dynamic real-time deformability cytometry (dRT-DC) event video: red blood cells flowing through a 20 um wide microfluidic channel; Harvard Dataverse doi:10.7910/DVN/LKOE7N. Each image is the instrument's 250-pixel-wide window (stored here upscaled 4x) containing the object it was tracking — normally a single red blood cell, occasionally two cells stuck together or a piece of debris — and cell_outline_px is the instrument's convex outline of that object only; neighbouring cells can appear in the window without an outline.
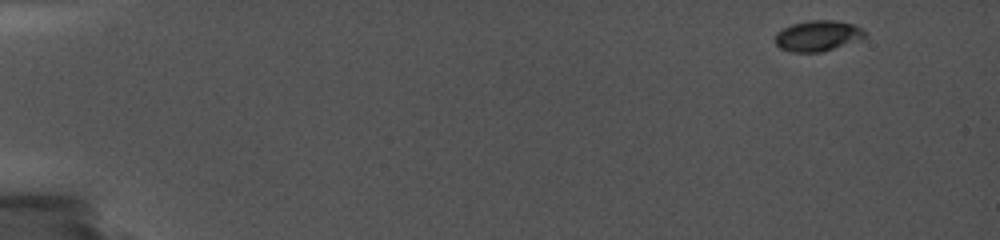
{"species": "common noctule bat (a hibernating species)", "species_latin": "Nyctalus noctula", "temperature_condition": "cold", "stored_images_in_passage": 35, "camera_frame_rate_fps": 5000, "um_per_image_px": 0.085, "animal": {"sex": "female", "body_mass_g": 19.0, "forearm_length_mm": 56.7}, "frame": {"image": 1, "passage_image": 1, "time_ms": 0.0, "image_size_px": [1000, 240], "cell_outline_px": [[868, 32], [864, 36], [832, 48], [820, 52], [792, 52], [780, 48], [776, 44], [776, 32], [792, 24], [808, 20], [836, 20], [852, 24]], "centroid_in_image_um": [69.45, 3.02], "position_along_channel_um": 15.6, "area_um2": 15.61}}
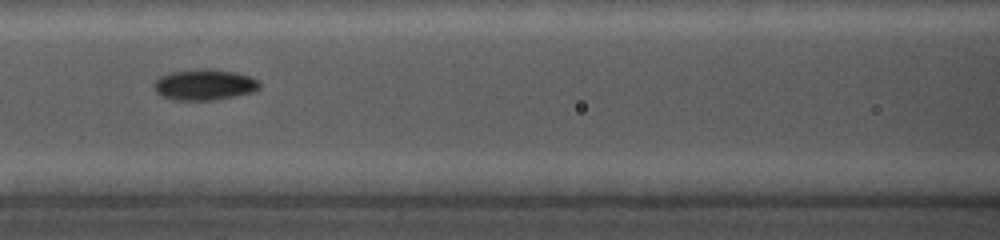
{"frame": {"image": 2, "passage_image": 19, "time_ms": 7.6, "image_size_px": [1000, 240], "cell_outline_px": [[260, 88], [256, 92], [216, 100], [172, 100], [160, 96], [156, 92], [152, 84], [160, 76], [172, 72], [196, 68], [208, 68], [236, 72], [260, 80]], "centroid_in_image_um": [17.39, 7.2], "position_along_channel_um": 149.2, "area_um2": 19.48}}
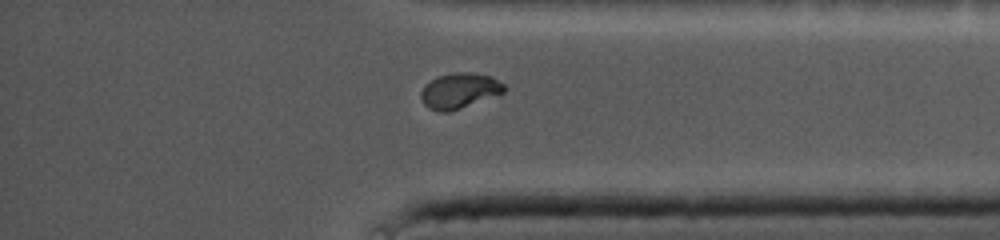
{"frame": {"image": 3, "passage_image": 35, "time_ms": 14.2, "image_size_px": [1000, 240], "cell_outline_px": [[504, 92], [460, 108], [448, 112], [440, 112], [428, 108], [424, 104], [420, 96], [420, 92], [424, 84], [440, 76], [456, 72], [472, 72], [492, 76], [504, 84]], "centroid_in_image_um": [39.02, 7.7], "position_along_channel_um": 396.2, "area_um2": 16.99}}